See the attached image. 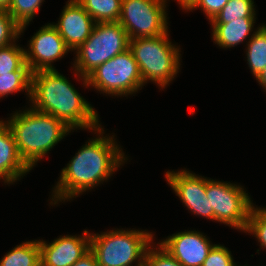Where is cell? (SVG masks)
<instances>
[{
	"label": "cell",
	"instance_id": "12",
	"mask_svg": "<svg viewBox=\"0 0 266 266\" xmlns=\"http://www.w3.org/2000/svg\"><path fill=\"white\" fill-rule=\"evenodd\" d=\"M158 245L183 266H202L215 244L200 232L184 231L168 236Z\"/></svg>",
	"mask_w": 266,
	"mask_h": 266
},
{
	"label": "cell",
	"instance_id": "14",
	"mask_svg": "<svg viewBox=\"0 0 266 266\" xmlns=\"http://www.w3.org/2000/svg\"><path fill=\"white\" fill-rule=\"evenodd\" d=\"M94 19L76 1L68 0L57 24H52L66 45L76 50L91 35L95 26Z\"/></svg>",
	"mask_w": 266,
	"mask_h": 266
},
{
	"label": "cell",
	"instance_id": "11",
	"mask_svg": "<svg viewBox=\"0 0 266 266\" xmlns=\"http://www.w3.org/2000/svg\"><path fill=\"white\" fill-rule=\"evenodd\" d=\"M165 178L188 210L198 216L214 220L213 209L210 208L206 196V178L187 170L167 171Z\"/></svg>",
	"mask_w": 266,
	"mask_h": 266
},
{
	"label": "cell",
	"instance_id": "21",
	"mask_svg": "<svg viewBox=\"0 0 266 266\" xmlns=\"http://www.w3.org/2000/svg\"><path fill=\"white\" fill-rule=\"evenodd\" d=\"M12 71H30L25 62V49L14 42L0 48V75Z\"/></svg>",
	"mask_w": 266,
	"mask_h": 266
},
{
	"label": "cell",
	"instance_id": "29",
	"mask_svg": "<svg viewBox=\"0 0 266 266\" xmlns=\"http://www.w3.org/2000/svg\"><path fill=\"white\" fill-rule=\"evenodd\" d=\"M72 266H99L95 254L90 250Z\"/></svg>",
	"mask_w": 266,
	"mask_h": 266
},
{
	"label": "cell",
	"instance_id": "17",
	"mask_svg": "<svg viewBox=\"0 0 266 266\" xmlns=\"http://www.w3.org/2000/svg\"><path fill=\"white\" fill-rule=\"evenodd\" d=\"M0 266H41L39 242L32 240L17 245L4 255Z\"/></svg>",
	"mask_w": 266,
	"mask_h": 266
},
{
	"label": "cell",
	"instance_id": "25",
	"mask_svg": "<svg viewBox=\"0 0 266 266\" xmlns=\"http://www.w3.org/2000/svg\"><path fill=\"white\" fill-rule=\"evenodd\" d=\"M21 35V26L7 10H0V48L15 42Z\"/></svg>",
	"mask_w": 266,
	"mask_h": 266
},
{
	"label": "cell",
	"instance_id": "31",
	"mask_svg": "<svg viewBox=\"0 0 266 266\" xmlns=\"http://www.w3.org/2000/svg\"><path fill=\"white\" fill-rule=\"evenodd\" d=\"M256 80H258L259 84L266 90V66Z\"/></svg>",
	"mask_w": 266,
	"mask_h": 266
},
{
	"label": "cell",
	"instance_id": "32",
	"mask_svg": "<svg viewBox=\"0 0 266 266\" xmlns=\"http://www.w3.org/2000/svg\"><path fill=\"white\" fill-rule=\"evenodd\" d=\"M10 3L11 0H0V10H7L9 8Z\"/></svg>",
	"mask_w": 266,
	"mask_h": 266
},
{
	"label": "cell",
	"instance_id": "26",
	"mask_svg": "<svg viewBox=\"0 0 266 266\" xmlns=\"http://www.w3.org/2000/svg\"><path fill=\"white\" fill-rule=\"evenodd\" d=\"M144 266H183L160 245L153 250L152 246L146 251Z\"/></svg>",
	"mask_w": 266,
	"mask_h": 266
},
{
	"label": "cell",
	"instance_id": "8",
	"mask_svg": "<svg viewBox=\"0 0 266 266\" xmlns=\"http://www.w3.org/2000/svg\"><path fill=\"white\" fill-rule=\"evenodd\" d=\"M206 196L215 221L245 230L253 204L241 186L206 178Z\"/></svg>",
	"mask_w": 266,
	"mask_h": 266
},
{
	"label": "cell",
	"instance_id": "4",
	"mask_svg": "<svg viewBox=\"0 0 266 266\" xmlns=\"http://www.w3.org/2000/svg\"><path fill=\"white\" fill-rule=\"evenodd\" d=\"M168 36L167 31L160 36L129 40V49L138 64L143 84L150 80L165 88L178 73L180 48L174 46Z\"/></svg>",
	"mask_w": 266,
	"mask_h": 266
},
{
	"label": "cell",
	"instance_id": "6",
	"mask_svg": "<svg viewBox=\"0 0 266 266\" xmlns=\"http://www.w3.org/2000/svg\"><path fill=\"white\" fill-rule=\"evenodd\" d=\"M129 37L118 22H98L88 39L76 49V75L88 86L87 76L100 64L129 48Z\"/></svg>",
	"mask_w": 266,
	"mask_h": 266
},
{
	"label": "cell",
	"instance_id": "7",
	"mask_svg": "<svg viewBox=\"0 0 266 266\" xmlns=\"http://www.w3.org/2000/svg\"><path fill=\"white\" fill-rule=\"evenodd\" d=\"M87 81L88 86L115 96L133 94L144 86L138 64L129 48L100 64L87 76Z\"/></svg>",
	"mask_w": 266,
	"mask_h": 266
},
{
	"label": "cell",
	"instance_id": "9",
	"mask_svg": "<svg viewBox=\"0 0 266 266\" xmlns=\"http://www.w3.org/2000/svg\"><path fill=\"white\" fill-rule=\"evenodd\" d=\"M167 0H122L118 23L129 39L154 37L168 31Z\"/></svg>",
	"mask_w": 266,
	"mask_h": 266
},
{
	"label": "cell",
	"instance_id": "27",
	"mask_svg": "<svg viewBox=\"0 0 266 266\" xmlns=\"http://www.w3.org/2000/svg\"><path fill=\"white\" fill-rule=\"evenodd\" d=\"M202 266H237L231 252L223 245H214Z\"/></svg>",
	"mask_w": 266,
	"mask_h": 266
},
{
	"label": "cell",
	"instance_id": "20",
	"mask_svg": "<svg viewBox=\"0 0 266 266\" xmlns=\"http://www.w3.org/2000/svg\"><path fill=\"white\" fill-rule=\"evenodd\" d=\"M253 0H228L211 23H230L239 18H255Z\"/></svg>",
	"mask_w": 266,
	"mask_h": 266
},
{
	"label": "cell",
	"instance_id": "15",
	"mask_svg": "<svg viewBox=\"0 0 266 266\" xmlns=\"http://www.w3.org/2000/svg\"><path fill=\"white\" fill-rule=\"evenodd\" d=\"M30 170L18 152L11 129L3 120L0 121V179L10 184Z\"/></svg>",
	"mask_w": 266,
	"mask_h": 266
},
{
	"label": "cell",
	"instance_id": "22",
	"mask_svg": "<svg viewBox=\"0 0 266 266\" xmlns=\"http://www.w3.org/2000/svg\"><path fill=\"white\" fill-rule=\"evenodd\" d=\"M31 71H12L0 75V97L17 91L27 90L30 97Z\"/></svg>",
	"mask_w": 266,
	"mask_h": 266
},
{
	"label": "cell",
	"instance_id": "28",
	"mask_svg": "<svg viewBox=\"0 0 266 266\" xmlns=\"http://www.w3.org/2000/svg\"><path fill=\"white\" fill-rule=\"evenodd\" d=\"M227 2L228 0H198L190 11L200 7L211 22Z\"/></svg>",
	"mask_w": 266,
	"mask_h": 266
},
{
	"label": "cell",
	"instance_id": "3",
	"mask_svg": "<svg viewBox=\"0 0 266 266\" xmlns=\"http://www.w3.org/2000/svg\"><path fill=\"white\" fill-rule=\"evenodd\" d=\"M10 118L5 123L14 135L21 158L31 170L72 130L54 116L33 108L16 112Z\"/></svg>",
	"mask_w": 266,
	"mask_h": 266
},
{
	"label": "cell",
	"instance_id": "23",
	"mask_svg": "<svg viewBox=\"0 0 266 266\" xmlns=\"http://www.w3.org/2000/svg\"><path fill=\"white\" fill-rule=\"evenodd\" d=\"M44 0H11L8 13L21 26V33L25 30L26 25L32 21L38 13L41 3Z\"/></svg>",
	"mask_w": 266,
	"mask_h": 266
},
{
	"label": "cell",
	"instance_id": "18",
	"mask_svg": "<svg viewBox=\"0 0 266 266\" xmlns=\"http://www.w3.org/2000/svg\"><path fill=\"white\" fill-rule=\"evenodd\" d=\"M247 46L248 65L251 73L257 78L266 66V25L254 31Z\"/></svg>",
	"mask_w": 266,
	"mask_h": 266
},
{
	"label": "cell",
	"instance_id": "10",
	"mask_svg": "<svg viewBox=\"0 0 266 266\" xmlns=\"http://www.w3.org/2000/svg\"><path fill=\"white\" fill-rule=\"evenodd\" d=\"M29 42V50H25V62L32 73L55 70L52 62L64 57L71 50L50 23L34 34Z\"/></svg>",
	"mask_w": 266,
	"mask_h": 266
},
{
	"label": "cell",
	"instance_id": "1",
	"mask_svg": "<svg viewBox=\"0 0 266 266\" xmlns=\"http://www.w3.org/2000/svg\"><path fill=\"white\" fill-rule=\"evenodd\" d=\"M94 131L99 132L101 137L89 140L67 164V167L62 169L60 180L53 190L51 204L55 205L58 201H65V199L71 200L104 180H108L111 174L123 164V160H126L124 153L113 140L114 136L102 137L104 130L101 126Z\"/></svg>",
	"mask_w": 266,
	"mask_h": 266
},
{
	"label": "cell",
	"instance_id": "24",
	"mask_svg": "<svg viewBox=\"0 0 266 266\" xmlns=\"http://www.w3.org/2000/svg\"><path fill=\"white\" fill-rule=\"evenodd\" d=\"M244 232L255 235L261 248H266V208L252 206Z\"/></svg>",
	"mask_w": 266,
	"mask_h": 266
},
{
	"label": "cell",
	"instance_id": "30",
	"mask_svg": "<svg viewBox=\"0 0 266 266\" xmlns=\"http://www.w3.org/2000/svg\"><path fill=\"white\" fill-rule=\"evenodd\" d=\"M198 0H177L178 4L184 10H190Z\"/></svg>",
	"mask_w": 266,
	"mask_h": 266
},
{
	"label": "cell",
	"instance_id": "13",
	"mask_svg": "<svg viewBox=\"0 0 266 266\" xmlns=\"http://www.w3.org/2000/svg\"><path fill=\"white\" fill-rule=\"evenodd\" d=\"M38 242L41 266H72L90 251V234L86 230L83 236L66 235L49 244L43 240Z\"/></svg>",
	"mask_w": 266,
	"mask_h": 266
},
{
	"label": "cell",
	"instance_id": "16",
	"mask_svg": "<svg viewBox=\"0 0 266 266\" xmlns=\"http://www.w3.org/2000/svg\"><path fill=\"white\" fill-rule=\"evenodd\" d=\"M255 20V18H239L230 23H211L212 39L222 48L234 47L249 38Z\"/></svg>",
	"mask_w": 266,
	"mask_h": 266
},
{
	"label": "cell",
	"instance_id": "2",
	"mask_svg": "<svg viewBox=\"0 0 266 266\" xmlns=\"http://www.w3.org/2000/svg\"><path fill=\"white\" fill-rule=\"evenodd\" d=\"M30 101L33 109L54 116L72 130L100 127L97 112L56 69L31 73Z\"/></svg>",
	"mask_w": 266,
	"mask_h": 266
},
{
	"label": "cell",
	"instance_id": "19",
	"mask_svg": "<svg viewBox=\"0 0 266 266\" xmlns=\"http://www.w3.org/2000/svg\"><path fill=\"white\" fill-rule=\"evenodd\" d=\"M98 22H118L122 0H76Z\"/></svg>",
	"mask_w": 266,
	"mask_h": 266
},
{
	"label": "cell",
	"instance_id": "5",
	"mask_svg": "<svg viewBox=\"0 0 266 266\" xmlns=\"http://www.w3.org/2000/svg\"><path fill=\"white\" fill-rule=\"evenodd\" d=\"M152 232L140 230H112L90 234V250L99 266H142L146 251L153 241Z\"/></svg>",
	"mask_w": 266,
	"mask_h": 266
}]
</instances>
